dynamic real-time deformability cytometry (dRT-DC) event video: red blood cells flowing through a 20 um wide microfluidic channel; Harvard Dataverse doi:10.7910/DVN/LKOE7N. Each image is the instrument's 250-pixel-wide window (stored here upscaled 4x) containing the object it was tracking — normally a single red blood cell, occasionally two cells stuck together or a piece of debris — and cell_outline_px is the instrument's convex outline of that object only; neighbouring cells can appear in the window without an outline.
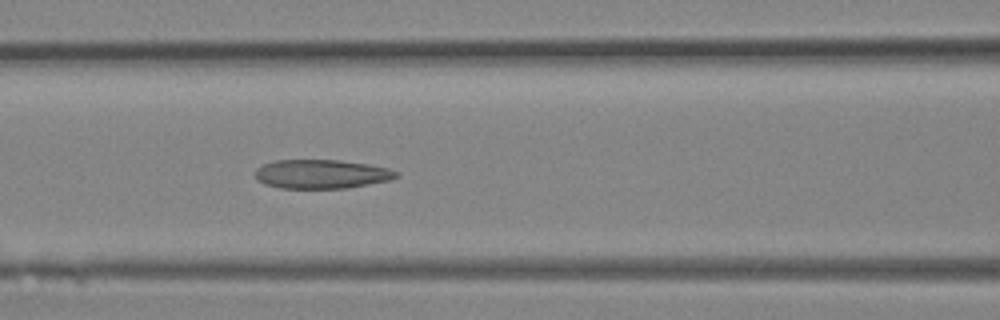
{"species": "Egyptian fruit bat (a non-hibernating species)", "species_latin": "Rousettus aegyptiacus", "temperature_condition": "room temperature", "stored_images_in_passage": 13, "camera_frame_rate_fps": 3000, "um_per_image_px": 0.085, "animal": {"sex": "female"}, "frame": {"image": 1, "passage_image": 13, "time_ms": 4.0, "image_size_px": [1000, 320], "cell_outline_px": [[396, 176], [388, 180], [348, 188], [280, 188], [264, 184], [256, 180], [256, 168], [264, 164], [276, 160], [340, 160], [368, 164], [388, 168], [396, 172]], "centroid_in_image_um": [27.27, 14.79], "position_along_channel_um": 139.3, "area_um2": 23.64}}